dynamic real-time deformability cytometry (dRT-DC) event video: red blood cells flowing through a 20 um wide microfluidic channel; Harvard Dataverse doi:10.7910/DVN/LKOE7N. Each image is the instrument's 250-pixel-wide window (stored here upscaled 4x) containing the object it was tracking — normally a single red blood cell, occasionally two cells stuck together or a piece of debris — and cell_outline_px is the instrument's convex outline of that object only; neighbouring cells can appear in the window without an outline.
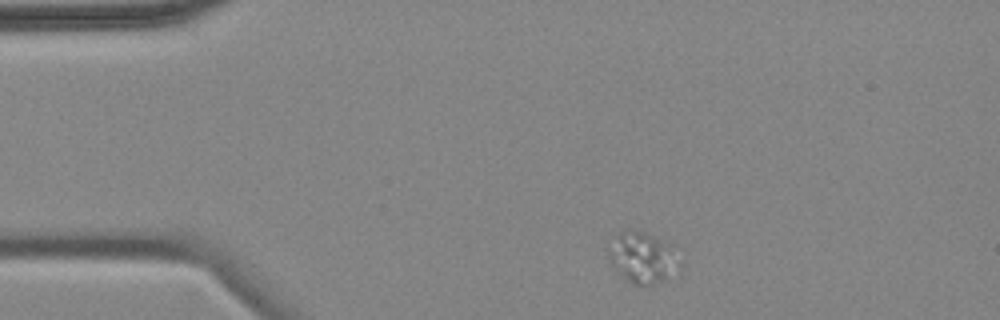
{"species": "common noctule bat (a hibernating species)", "species_latin": "Nyctalus noctula", "temperature_condition": "cold", "stored_images_in_passage": 4, "camera_frame_rate_fps": 3000, "um_per_image_px": 0.085, "animal": {"sex": "female", "body_mass_g": 18.4}, "frame": {"image": 1, "passage_image": 1, "time_ms": 0.0, "image_size_px": [1000, 320], "cell_outline_px": [[668, 248], [664, 276], [660, 280], [652, 284], [632, 284], [616, 272], [612, 268], [608, 260], [604, 248], [620, 232], [628, 228], [644, 232], [668, 244]], "centroid_in_image_um": [54.2, 21.82], "position_along_channel_um": 30.8, "area_um2": 18.96}}
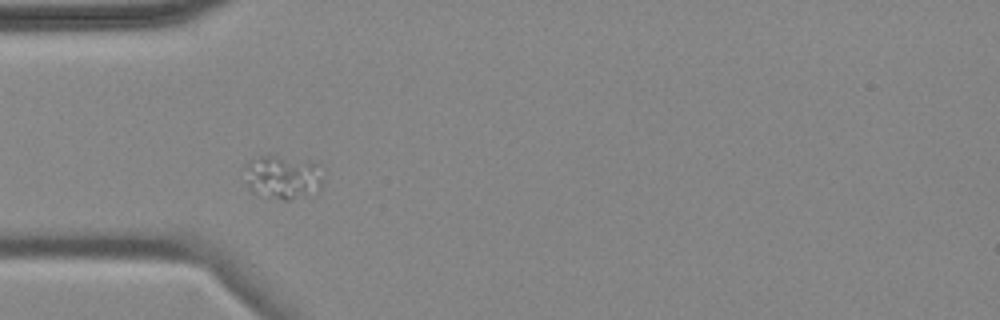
{"frame": {"image": 2, "passage_image": 3, "time_ms": 2.333, "image_size_px": [1000, 320], "cell_outline_px": [[320, 188], [288, 200], [284, 200], [252, 192], [248, 188], [244, 168], [252, 160], [260, 156], [276, 152], [308, 160], [320, 164]], "centroid_in_image_um": [24.0, 14.96], "position_along_channel_um": 61.0, "area_um2": 20.06}}
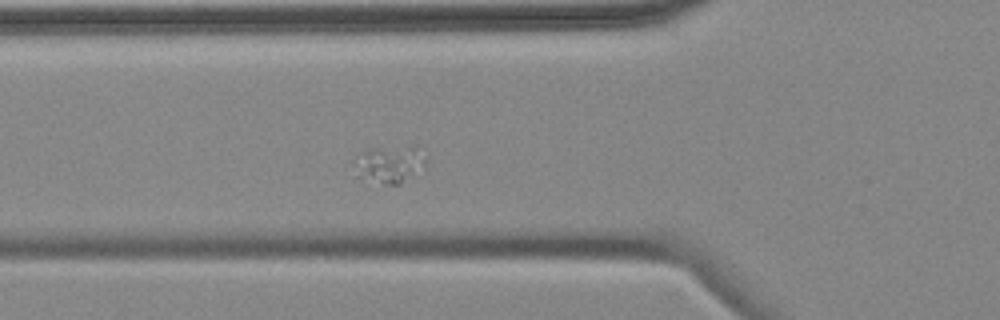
{"frame": {"image": 3, "passage_image": 4, "time_ms": 3.333, "image_size_px": [1000, 320], "cell_outline_px": [[428, 156], [424, 164], [400, 184], [384, 184], [356, 176], [352, 160], [360, 152], [372, 148], [412, 148]], "centroid_in_image_um": [32.99, 13.97], "position_along_channel_um": 92.8, "area_um2": 14.97}}